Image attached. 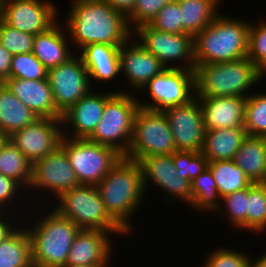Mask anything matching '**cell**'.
<instances>
[{"label": "cell", "mask_w": 266, "mask_h": 267, "mask_svg": "<svg viewBox=\"0 0 266 267\" xmlns=\"http://www.w3.org/2000/svg\"><path fill=\"white\" fill-rule=\"evenodd\" d=\"M61 22L74 52L88 44L122 45L131 36L127 19L105 0H71Z\"/></svg>", "instance_id": "1"}, {"label": "cell", "mask_w": 266, "mask_h": 267, "mask_svg": "<svg viewBox=\"0 0 266 267\" xmlns=\"http://www.w3.org/2000/svg\"><path fill=\"white\" fill-rule=\"evenodd\" d=\"M30 209L32 212L28 211L22 223L30 238L33 267H65L69 250L81 229L50 205H35Z\"/></svg>", "instance_id": "2"}, {"label": "cell", "mask_w": 266, "mask_h": 267, "mask_svg": "<svg viewBox=\"0 0 266 267\" xmlns=\"http://www.w3.org/2000/svg\"><path fill=\"white\" fill-rule=\"evenodd\" d=\"M96 187L109 215L130 236L135 235L132 219L147 197L139 163L122 156Z\"/></svg>", "instance_id": "3"}, {"label": "cell", "mask_w": 266, "mask_h": 267, "mask_svg": "<svg viewBox=\"0 0 266 267\" xmlns=\"http://www.w3.org/2000/svg\"><path fill=\"white\" fill-rule=\"evenodd\" d=\"M235 17L220 12L193 38L196 65L231 62L247 57L250 21L246 17Z\"/></svg>", "instance_id": "4"}, {"label": "cell", "mask_w": 266, "mask_h": 267, "mask_svg": "<svg viewBox=\"0 0 266 267\" xmlns=\"http://www.w3.org/2000/svg\"><path fill=\"white\" fill-rule=\"evenodd\" d=\"M196 97H248L264 84L266 75L247 57L237 61L195 66ZM262 81V82H261ZM255 88V89H253Z\"/></svg>", "instance_id": "5"}, {"label": "cell", "mask_w": 266, "mask_h": 267, "mask_svg": "<svg viewBox=\"0 0 266 267\" xmlns=\"http://www.w3.org/2000/svg\"><path fill=\"white\" fill-rule=\"evenodd\" d=\"M50 206L80 229L109 231L115 237L117 235V238H131L106 211L94 185H79L72 188L51 202Z\"/></svg>", "instance_id": "6"}, {"label": "cell", "mask_w": 266, "mask_h": 267, "mask_svg": "<svg viewBox=\"0 0 266 267\" xmlns=\"http://www.w3.org/2000/svg\"><path fill=\"white\" fill-rule=\"evenodd\" d=\"M79 185L68 156L59 145L51 154L32 163L26 194L31 206L50 205L61 194Z\"/></svg>", "instance_id": "7"}, {"label": "cell", "mask_w": 266, "mask_h": 267, "mask_svg": "<svg viewBox=\"0 0 266 267\" xmlns=\"http://www.w3.org/2000/svg\"><path fill=\"white\" fill-rule=\"evenodd\" d=\"M139 107L136 94L116 92L106 102L102 119L88 140L111 147L125 156L131 144Z\"/></svg>", "instance_id": "8"}, {"label": "cell", "mask_w": 266, "mask_h": 267, "mask_svg": "<svg viewBox=\"0 0 266 267\" xmlns=\"http://www.w3.org/2000/svg\"><path fill=\"white\" fill-rule=\"evenodd\" d=\"M136 95L139 106L143 109L164 111L184 105L195 97L194 70L165 68Z\"/></svg>", "instance_id": "9"}, {"label": "cell", "mask_w": 266, "mask_h": 267, "mask_svg": "<svg viewBox=\"0 0 266 267\" xmlns=\"http://www.w3.org/2000/svg\"><path fill=\"white\" fill-rule=\"evenodd\" d=\"M175 151L165 113L139 107L134 119L131 144L124 157L138 161L147 156L171 155Z\"/></svg>", "instance_id": "10"}, {"label": "cell", "mask_w": 266, "mask_h": 267, "mask_svg": "<svg viewBox=\"0 0 266 267\" xmlns=\"http://www.w3.org/2000/svg\"><path fill=\"white\" fill-rule=\"evenodd\" d=\"M60 146L80 185L96 186L122 157L115 149L88 139L62 137Z\"/></svg>", "instance_id": "11"}, {"label": "cell", "mask_w": 266, "mask_h": 267, "mask_svg": "<svg viewBox=\"0 0 266 267\" xmlns=\"http://www.w3.org/2000/svg\"><path fill=\"white\" fill-rule=\"evenodd\" d=\"M132 36L166 68L195 70L193 37L172 34L143 24L132 30Z\"/></svg>", "instance_id": "12"}, {"label": "cell", "mask_w": 266, "mask_h": 267, "mask_svg": "<svg viewBox=\"0 0 266 267\" xmlns=\"http://www.w3.org/2000/svg\"><path fill=\"white\" fill-rule=\"evenodd\" d=\"M137 162L141 168L146 193L153 185L152 189H158L163 195V203L172 204L173 207L178 201L186 203L187 207L191 204V182L179 176L172 155L147 156Z\"/></svg>", "instance_id": "13"}, {"label": "cell", "mask_w": 266, "mask_h": 267, "mask_svg": "<svg viewBox=\"0 0 266 267\" xmlns=\"http://www.w3.org/2000/svg\"><path fill=\"white\" fill-rule=\"evenodd\" d=\"M51 0H2L0 19L7 25L32 35L49 30L61 17Z\"/></svg>", "instance_id": "14"}, {"label": "cell", "mask_w": 266, "mask_h": 267, "mask_svg": "<svg viewBox=\"0 0 266 267\" xmlns=\"http://www.w3.org/2000/svg\"><path fill=\"white\" fill-rule=\"evenodd\" d=\"M47 79L56 108L62 114L92 89L88 71L77 53L66 62L49 69Z\"/></svg>", "instance_id": "15"}, {"label": "cell", "mask_w": 266, "mask_h": 267, "mask_svg": "<svg viewBox=\"0 0 266 267\" xmlns=\"http://www.w3.org/2000/svg\"><path fill=\"white\" fill-rule=\"evenodd\" d=\"M120 75L125 82V88H111L115 92L137 94L142 87L156 74L166 67L152 53L145 50L138 41L131 36L120 46ZM127 88V89H126ZM117 89V90H116Z\"/></svg>", "instance_id": "16"}, {"label": "cell", "mask_w": 266, "mask_h": 267, "mask_svg": "<svg viewBox=\"0 0 266 267\" xmlns=\"http://www.w3.org/2000/svg\"><path fill=\"white\" fill-rule=\"evenodd\" d=\"M104 87L105 90L101 89L100 91L98 88L91 89L85 97H82L62 114L63 137L88 139L93 134L102 119L106 102L116 93L112 89L108 91V87Z\"/></svg>", "instance_id": "17"}, {"label": "cell", "mask_w": 266, "mask_h": 267, "mask_svg": "<svg viewBox=\"0 0 266 267\" xmlns=\"http://www.w3.org/2000/svg\"><path fill=\"white\" fill-rule=\"evenodd\" d=\"M163 112L168 119L176 151L201 152L206 129L198 98L195 96L188 103Z\"/></svg>", "instance_id": "18"}, {"label": "cell", "mask_w": 266, "mask_h": 267, "mask_svg": "<svg viewBox=\"0 0 266 267\" xmlns=\"http://www.w3.org/2000/svg\"><path fill=\"white\" fill-rule=\"evenodd\" d=\"M62 137L61 120L38 118L9 136V140L33 163L51 154L60 145Z\"/></svg>", "instance_id": "19"}, {"label": "cell", "mask_w": 266, "mask_h": 267, "mask_svg": "<svg viewBox=\"0 0 266 267\" xmlns=\"http://www.w3.org/2000/svg\"><path fill=\"white\" fill-rule=\"evenodd\" d=\"M113 236L109 231L81 229L69 250L66 266L112 264L118 248Z\"/></svg>", "instance_id": "20"}, {"label": "cell", "mask_w": 266, "mask_h": 267, "mask_svg": "<svg viewBox=\"0 0 266 267\" xmlns=\"http://www.w3.org/2000/svg\"><path fill=\"white\" fill-rule=\"evenodd\" d=\"M120 46L95 43L88 44L77 52L88 71L92 89H97L100 84L107 85V82L111 85L116 80V85L118 82L123 85L120 75Z\"/></svg>", "instance_id": "21"}, {"label": "cell", "mask_w": 266, "mask_h": 267, "mask_svg": "<svg viewBox=\"0 0 266 267\" xmlns=\"http://www.w3.org/2000/svg\"><path fill=\"white\" fill-rule=\"evenodd\" d=\"M206 130L241 128L245 123L246 97H197Z\"/></svg>", "instance_id": "22"}, {"label": "cell", "mask_w": 266, "mask_h": 267, "mask_svg": "<svg viewBox=\"0 0 266 267\" xmlns=\"http://www.w3.org/2000/svg\"><path fill=\"white\" fill-rule=\"evenodd\" d=\"M3 83L38 118L61 120L62 113L56 108L48 79L7 78Z\"/></svg>", "instance_id": "23"}, {"label": "cell", "mask_w": 266, "mask_h": 267, "mask_svg": "<svg viewBox=\"0 0 266 267\" xmlns=\"http://www.w3.org/2000/svg\"><path fill=\"white\" fill-rule=\"evenodd\" d=\"M32 53L47 70L66 62L75 54L61 20L46 32L35 35Z\"/></svg>", "instance_id": "24"}, {"label": "cell", "mask_w": 266, "mask_h": 267, "mask_svg": "<svg viewBox=\"0 0 266 267\" xmlns=\"http://www.w3.org/2000/svg\"><path fill=\"white\" fill-rule=\"evenodd\" d=\"M246 136L244 127L205 130L201 152L208 162L233 160Z\"/></svg>", "instance_id": "25"}, {"label": "cell", "mask_w": 266, "mask_h": 267, "mask_svg": "<svg viewBox=\"0 0 266 267\" xmlns=\"http://www.w3.org/2000/svg\"><path fill=\"white\" fill-rule=\"evenodd\" d=\"M233 161L252 183H266L265 136L247 135Z\"/></svg>", "instance_id": "26"}, {"label": "cell", "mask_w": 266, "mask_h": 267, "mask_svg": "<svg viewBox=\"0 0 266 267\" xmlns=\"http://www.w3.org/2000/svg\"><path fill=\"white\" fill-rule=\"evenodd\" d=\"M38 117L3 83H0V131L11 136Z\"/></svg>", "instance_id": "27"}, {"label": "cell", "mask_w": 266, "mask_h": 267, "mask_svg": "<svg viewBox=\"0 0 266 267\" xmlns=\"http://www.w3.org/2000/svg\"><path fill=\"white\" fill-rule=\"evenodd\" d=\"M178 2L183 31L194 38L214 21L221 12L224 0H178Z\"/></svg>", "instance_id": "28"}, {"label": "cell", "mask_w": 266, "mask_h": 267, "mask_svg": "<svg viewBox=\"0 0 266 267\" xmlns=\"http://www.w3.org/2000/svg\"><path fill=\"white\" fill-rule=\"evenodd\" d=\"M192 201L188 206L200 217L214 211L219 207L221 197L211 170L207 167L191 182ZM202 213V214H201Z\"/></svg>", "instance_id": "29"}, {"label": "cell", "mask_w": 266, "mask_h": 267, "mask_svg": "<svg viewBox=\"0 0 266 267\" xmlns=\"http://www.w3.org/2000/svg\"><path fill=\"white\" fill-rule=\"evenodd\" d=\"M0 267H33L30 238L23 223L0 243Z\"/></svg>", "instance_id": "30"}, {"label": "cell", "mask_w": 266, "mask_h": 267, "mask_svg": "<svg viewBox=\"0 0 266 267\" xmlns=\"http://www.w3.org/2000/svg\"><path fill=\"white\" fill-rule=\"evenodd\" d=\"M220 197L249 187L252 182L233 160L208 162Z\"/></svg>", "instance_id": "31"}, {"label": "cell", "mask_w": 266, "mask_h": 267, "mask_svg": "<svg viewBox=\"0 0 266 267\" xmlns=\"http://www.w3.org/2000/svg\"><path fill=\"white\" fill-rule=\"evenodd\" d=\"M221 218L236 232L247 234V188L221 197L219 207L212 214ZM244 231V232H243Z\"/></svg>", "instance_id": "32"}, {"label": "cell", "mask_w": 266, "mask_h": 267, "mask_svg": "<svg viewBox=\"0 0 266 267\" xmlns=\"http://www.w3.org/2000/svg\"><path fill=\"white\" fill-rule=\"evenodd\" d=\"M31 169L32 163L8 140L0 151V173L17 181L27 191Z\"/></svg>", "instance_id": "33"}, {"label": "cell", "mask_w": 266, "mask_h": 267, "mask_svg": "<svg viewBox=\"0 0 266 267\" xmlns=\"http://www.w3.org/2000/svg\"><path fill=\"white\" fill-rule=\"evenodd\" d=\"M266 236V183L247 187V234ZM255 233V234H254Z\"/></svg>", "instance_id": "34"}, {"label": "cell", "mask_w": 266, "mask_h": 267, "mask_svg": "<svg viewBox=\"0 0 266 267\" xmlns=\"http://www.w3.org/2000/svg\"><path fill=\"white\" fill-rule=\"evenodd\" d=\"M30 207L26 190L14 179L0 173V212H10L24 217Z\"/></svg>", "instance_id": "35"}, {"label": "cell", "mask_w": 266, "mask_h": 267, "mask_svg": "<svg viewBox=\"0 0 266 267\" xmlns=\"http://www.w3.org/2000/svg\"><path fill=\"white\" fill-rule=\"evenodd\" d=\"M256 91L247 97L244 128L249 136H266V90Z\"/></svg>", "instance_id": "36"}, {"label": "cell", "mask_w": 266, "mask_h": 267, "mask_svg": "<svg viewBox=\"0 0 266 267\" xmlns=\"http://www.w3.org/2000/svg\"><path fill=\"white\" fill-rule=\"evenodd\" d=\"M214 250H208L199 267H249L252 255L242 248H230L220 244ZM248 252V253H247Z\"/></svg>", "instance_id": "37"}, {"label": "cell", "mask_w": 266, "mask_h": 267, "mask_svg": "<svg viewBox=\"0 0 266 267\" xmlns=\"http://www.w3.org/2000/svg\"><path fill=\"white\" fill-rule=\"evenodd\" d=\"M256 21L250 20L247 58L266 75V18Z\"/></svg>", "instance_id": "38"}, {"label": "cell", "mask_w": 266, "mask_h": 267, "mask_svg": "<svg viewBox=\"0 0 266 267\" xmlns=\"http://www.w3.org/2000/svg\"><path fill=\"white\" fill-rule=\"evenodd\" d=\"M47 75L48 70L32 52L12 56L9 78L44 80Z\"/></svg>", "instance_id": "39"}, {"label": "cell", "mask_w": 266, "mask_h": 267, "mask_svg": "<svg viewBox=\"0 0 266 267\" xmlns=\"http://www.w3.org/2000/svg\"><path fill=\"white\" fill-rule=\"evenodd\" d=\"M171 155L179 176L190 182L208 167V160L202 152L175 151Z\"/></svg>", "instance_id": "40"}, {"label": "cell", "mask_w": 266, "mask_h": 267, "mask_svg": "<svg viewBox=\"0 0 266 267\" xmlns=\"http://www.w3.org/2000/svg\"><path fill=\"white\" fill-rule=\"evenodd\" d=\"M34 37L5 24L0 19V44L12 55L32 52Z\"/></svg>", "instance_id": "41"}, {"label": "cell", "mask_w": 266, "mask_h": 267, "mask_svg": "<svg viewBox=\"0 0 266 267\" xmlns=\"http://www.w3.org/2000/svg\"><path fill=\"white\" fill-rule=\"evenodd\" d=\"M149 25L156 30L172 33L182 34V16L178 1L169 2L157 13V15L150 21Z\"/></svg>", "instance_id": "42"}, {"label": "cell", "mask_w": 266, "mask_h": 267, "mask_svg": "<svg viewBox=\"0 0 266 267\" xmlns=\"http://www.w3.org/2000/svg\"><path fill=\"white\" fill-rule=\"evenodd\" d=\"M167 4L165 0H136L133 13L127 18L131 30L149 24L157 13Z\"/></svg>", "instance_id": "43"}, {"label": "cell", "mask_w": 266, "mask_h": 267, "mask_svg": "<svg viewBox=\"0 0 266 267\" xmlns=\"http://www.w3.org/2000/svg\"><path fill=\"white\" fill-rule=\"evenodd\" d=\"M23 217L10 212H0V243L10 236L21 224Z\"/></svg>", "instance_id": "44"}, {"label": "cell", "mask_w": 266, "mask_h": 267, "mask_svg": "<svg viewBox=\"0 0 266 267\" xmlns=\"http://www.w3.org/2000/svg\"><path fill=\"white\" fill-rule=\"evenodd\" d=\"M12 54L0 44V83L10 75Z\"/></svg>", "instance_id": "45"}, {"label": "cell", "mask_w": 266, "mask_h": 267, "mask_svg": "<svg viewBox=\"0 0 266 267\" xmlns=\"http://www.w3.org/2000/svg\"><path fill=\"white\" fill-rule=\"evenodd\" d=\"M114 10L126 19L133 13L136 0H105Z\"/></svg>", "instance_id": "46"}, {"label": "cell", "mask_w": 266, "mask_h": 267, "mask_svg": "<svg viewBox=\"0 0 266 267\" xmlns=\"http://www.w3.org/2000/svg\"><path fill=\"white\" fill-rule=\"evenodd\" d=\"M249 267H266V251L259 253V255H256V257H254L252 254Z\"/></svg>", "instance_id": "47"}, {"label": "cell", "mask_w": 266, "mask_h": 267, "mask_svg": "<svg viewBox=\"0 0 266 267\" xmlns=\"http://www.w3.org/2000/svg\"><path fill=\"white\" fill-rule=\"evenodd\" d=\"M9 136L6 133L0 131V151L2 150L3 146L8 142Z\"/></svg>", "instance_id": "48"}, {"label": "cell", "mask_w": 266, "mask_h": 267, "mask_svg": "<svg viewBox=\"0 0 266 267\" xmlns=\"http://www.w3.org/2000/svg\"><path fill=\"white\" fill-rule=\"evenodd\" d=\"M111 264H91V265H77V266H65V267H112Z\"/></svg>", "instance_id": "49"}, {"label": "cell", "mask_w": 266, "mask_h": 267, "mask_svg": "<svg viewBox=\"0 0 266 267\" xmlns=\"http://www.w3.org/2000/svg\"><path fill=\"white\" fill-rule=\"evenodd\" d=\"M167 3L169 2H174V1H178V0H165Z\"/></svg>", "instance_id": "50"}]
</instances>
